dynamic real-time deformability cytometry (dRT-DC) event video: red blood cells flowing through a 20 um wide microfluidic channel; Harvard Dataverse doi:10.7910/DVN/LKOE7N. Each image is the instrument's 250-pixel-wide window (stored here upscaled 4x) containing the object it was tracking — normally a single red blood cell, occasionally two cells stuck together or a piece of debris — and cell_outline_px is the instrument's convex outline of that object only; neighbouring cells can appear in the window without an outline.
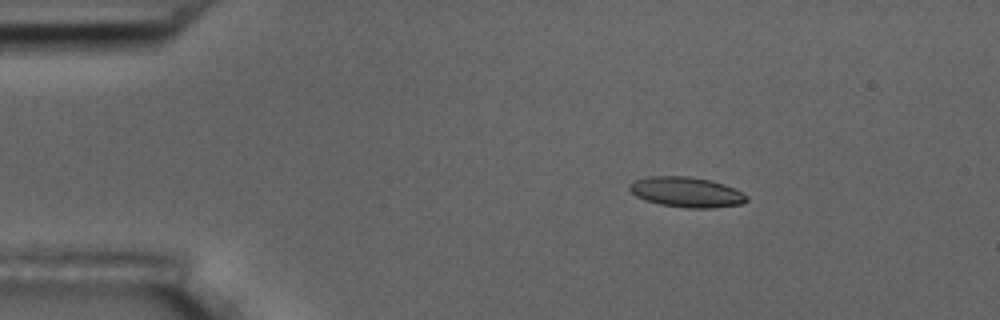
{"species": "common noctule bat (a hibernating species)", "species_latin": "Nyctalus noctula", "temperature_condition": "room temperature", "stored_images_in_passage": 5, "camera_frame_rate_fps": 3000, "um_per_image_px": 0.085, "animal": {"sex": "male", "body_mass_g": 17.5, "forearm_length_mm": 52.3}, "frame": {"image": 1, "passage_image": 3, "time_ms": 2.667, "image_size_px": [1000, 320], "cell_outline_px": [[748, 200], [744, 204], [712, 208], [688, 208], [660, 204], [636, 196], [628, 188], [628, 184], [636, 180], [648, 176], [688, 176], [712, 180], [724, 184], [748, 196]], "centroid_in_image_um": [58.37, 16.33], "position_along_channel_um": 26.6, "area_um2": 20.58}}
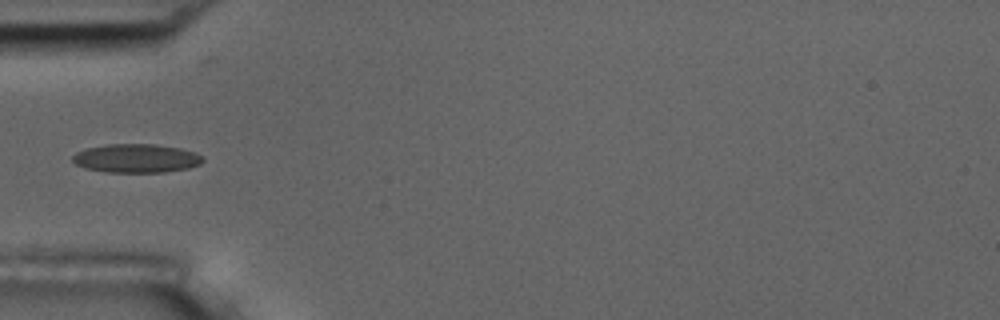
{"frame": {"image": 2, "passage_image": 5, "time_ms": 5.667, "image_size_px": [1000, 320], "cell_outline_px": [[204, 160], [200, 164], [188, 168], [164, 172], [108, 172], [84, 168], [76, 164], [72, 160], [72, 156], [76, 152], [88, 148], [108, 144], [156, 144], [180, 148], [196, 152], [204, 156]], "centroid_in_image_um": [11.61, 13.45], "position_along_channel_um": 73.4, "area_um2": 21.85}}